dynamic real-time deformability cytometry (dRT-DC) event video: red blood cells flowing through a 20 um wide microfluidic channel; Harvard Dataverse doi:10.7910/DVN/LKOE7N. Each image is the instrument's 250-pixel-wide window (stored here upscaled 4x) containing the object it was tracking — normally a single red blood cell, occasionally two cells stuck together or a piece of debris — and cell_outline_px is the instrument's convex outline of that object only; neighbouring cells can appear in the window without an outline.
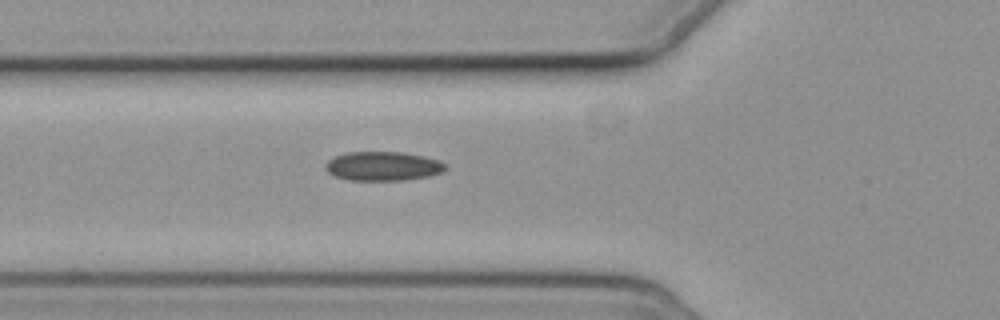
{"species": "common noctule bat (a hibernating species)", "species_latin": "Nyctalus noctula", "temperature_condition": "cold", "stored_images_in_passage": 4, "camera_frame_rate_fps": 3000, "um_per_image_px": 0.085, "animal": {"sex": "female", "body_mass_g": 19.3, "forearm_length_mm": 54.1}, "frame": {"image": 1, "passage_image": 4, "time_ms": 3.333, "image_size_px": [1000, 320], "cell_outline_px": [[448, 168], [444, 172], [428, 176], [404, 180], [348, 180], [332, 176], [324, 168], [324, 164], [328, 160], [344, 152], [404, 152], [424, 156], [440, 160], [448, 164]], "centroid_in_image_um": [32.57, 14.12], "position_along_channel_um": 93.2, "area_um2": 20.75}}